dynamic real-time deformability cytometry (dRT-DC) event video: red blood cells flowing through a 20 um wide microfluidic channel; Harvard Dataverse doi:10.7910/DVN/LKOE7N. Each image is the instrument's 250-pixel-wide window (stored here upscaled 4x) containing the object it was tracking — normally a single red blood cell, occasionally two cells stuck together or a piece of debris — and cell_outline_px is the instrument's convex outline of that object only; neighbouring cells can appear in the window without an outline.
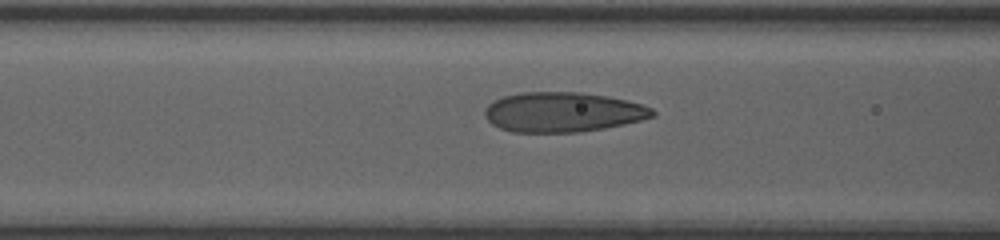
{"species": "human", "species_latin": "Homo sapiens", "temperature_condition": "room temperature", "stored_images_in_passage": 37, "camera_frame_rate_fps": 3000, "um_per_image_px": 0.085, "donor": {"sex": "female"}, "frame": {"image": 1, "passage_image": 18, "time_ms": 5.667, "image_size_px": [1000, 240], "cell_outline_px": [[656, 116], [624, 124], [604, 128], [580, 132], [512, 132], [500, 128], [492, 124], [484, 116], [484, 108], [488, 104], [504, 96], [520, 92], [580, 92], [608, 96], [628, 100], [652, 108], [656, 112]], "centroid_in_image_um": [47.84, 9.53], "position_along_channel_um": 118.8, "area_um2": 39.07}}
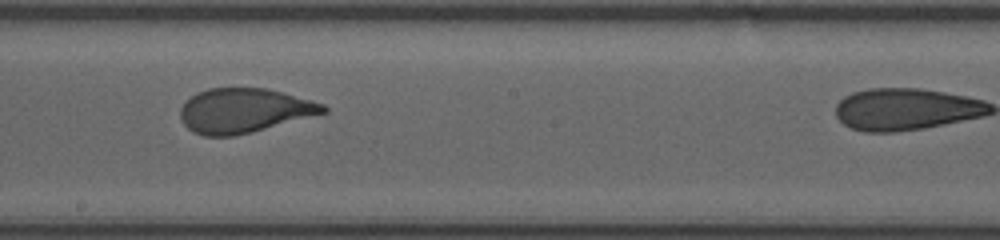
{"frame": {"image": 2, "passage_image": 26, "time_ms": 8.333, "image_size_px": [1000, 240], "cell_outline_px": [[328, 112], [252, 132], [232, 136], [204, 136], [192, 132], [184, 124], [180, 116], [180, 108], [196, 92], [208, 88], [268, 88], [312, 100], [324, 104], [328, 108]], "centroid_in_image_um": [20.75, 9.4], "position_along_channel_um": 227.4, "area_um2": 37.05}}
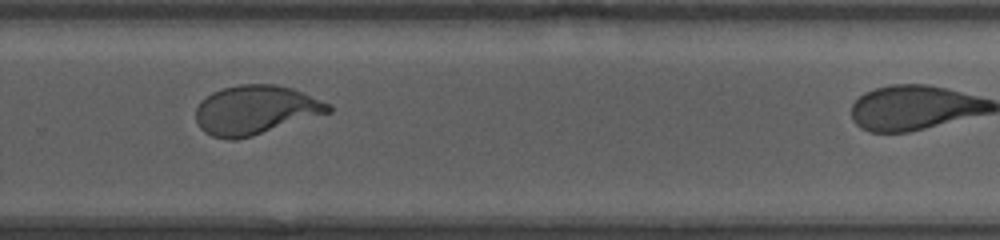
{"frame": {"image": 3, "passage_image": 32, "time_ms": 10.333, "image_size_px": [1000, 240], "cell_outline_px": [[332, 112], [252, 136], [236, 140], [228, 140], [212, 136], [204, 132], [200, 128], [196, 120], [196, 108], [200, 100], [212, 92], [224, 88], [240, 84], [276, 84], [292, 88], [304, 92], [332, 104]], "centroid_in_image_um": [21.73, 9.35], "position_along_channel_um": 308.1, "area_um2": 38.26}}